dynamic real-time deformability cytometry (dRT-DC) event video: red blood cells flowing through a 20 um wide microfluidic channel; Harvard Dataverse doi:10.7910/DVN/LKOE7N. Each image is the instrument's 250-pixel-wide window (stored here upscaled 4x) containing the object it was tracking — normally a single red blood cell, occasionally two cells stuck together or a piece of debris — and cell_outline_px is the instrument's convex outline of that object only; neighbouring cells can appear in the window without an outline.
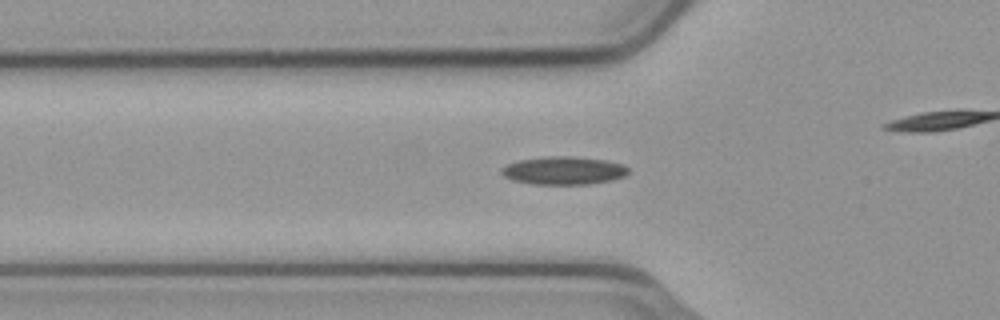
{"species": "common noctule bat (a hibernating species)", "species_latin": "Nyctalus noctula", "temperature_condition": "cold", "stored_images_in_passage": 45, "camera_frame_rate_fps": 3000, "um_per_image_px": 0.085, "animal": {"sex": "male", "body_mass_g": 23.1, "forearm_length_mm": 52.7}, "frame": {"image": 1, "passage_image": 18, "time_ms": 5.667, "image_size_px": [1000, 320], "cell_outline_px": [[628, 172], [624, 176], [608, 180], [588, 184], [532, 184], [512, 180], [504, 176], [500, 172], [500, 168], [508, 164], [520, 160], [544, 156], [576, 156], [604, 160], [624, 164], [628, 168]], "centroid_in_image_um": [47.88, 14.49], "position_along_channel_um": 77.9, "area_um2": 20.69}}
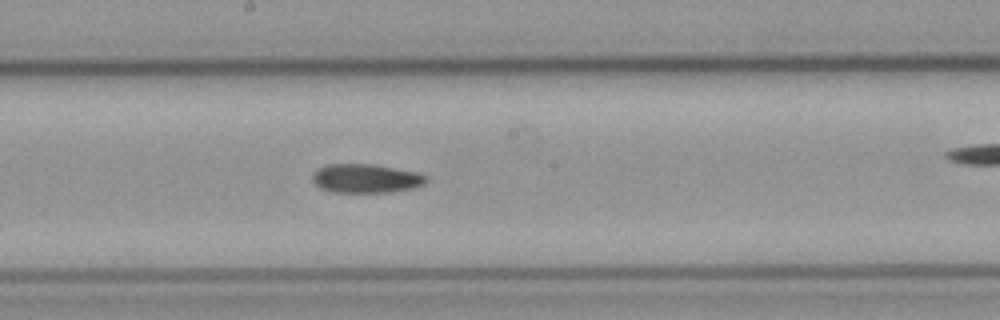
{"frame": {"image": 2, "passage_image": 29, "time_ms": 9.333, "image_size_px": [1000, 320], "cell_outline_px": [[428, 180], [424, 184], [416, 188], [392, 192], [332, 192], [320, 188], [312, 180], [312, 172], [316, 168], [328, 164], [372, 164], [416, 172], [424, 176]], "centroid_in_image_um": [31.07, 15.17], "position_along_channel_um": 217.1, "area_um2": 19.25}}
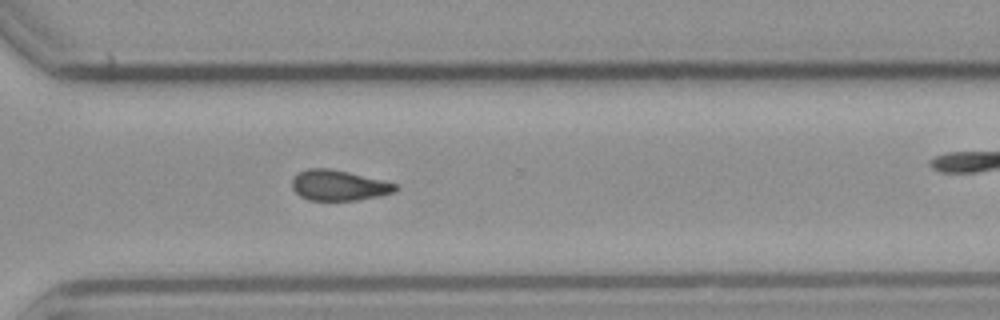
{"frame": {"image": 3, "passage_image": 39, "time_ms": 12.667, "image_size_px": [1000, 320], "cell_outline_px": [[400, 188], [396, 192], [380, 196], [356, 200], [308, 200], [300, 196], [292, 188], [292, 180], [300, 172], [308, 168], [328, 168], [348, 172], [396, 184]], "centroid_in_image_um": [28.81, 15.76], "position_along_channel_um": 341.8, "area_um2": 18.21}}